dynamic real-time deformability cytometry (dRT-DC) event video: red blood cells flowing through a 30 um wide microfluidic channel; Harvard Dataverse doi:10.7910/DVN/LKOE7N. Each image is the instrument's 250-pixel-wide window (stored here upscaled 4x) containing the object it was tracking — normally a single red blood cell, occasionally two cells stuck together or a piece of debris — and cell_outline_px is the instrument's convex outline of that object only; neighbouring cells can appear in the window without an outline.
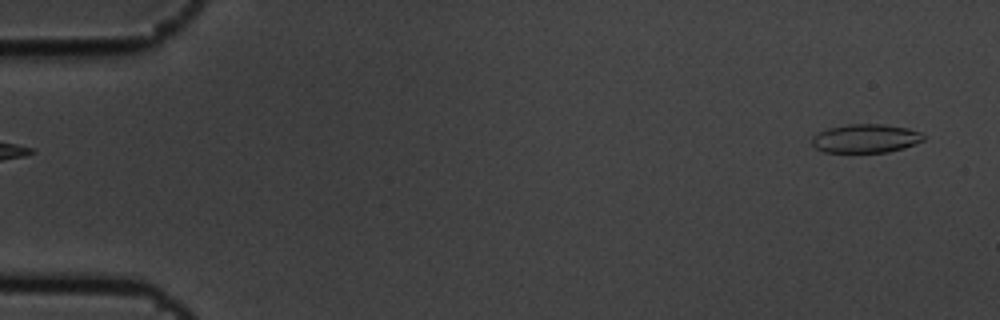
{"species": "common noctule bat (a hibernating species)", "species_latin": "Nyctalus noctula", "temperature_condition": "cold", "stored_images_in_passage": 5, "segment_of_instrument_passage": [2, 2], "camera_frame_rate_fps": 3000, "um_per_image_px": 0.085, "animal": {"sex": "male", "body_mass_g": 19.5, "forearm_length_mm": 54.6}, "frame": {"image": 1, "passage_image": 5, "time_ms": 1.333, "image_size_px": [1000, 320], "cell_outline_px": [[924, 140], [904, 148], [888, 152], [824, 152], [816, 148], [812, 144], [812, 136], [828, 128], [848, 124], [884, 124], [908, 128], [920, 132], [924, 136]], "centroid_in_image_um": [73.58, 11.77], "position_along_channel_um": 11.4, "area_um2": 18.61}}